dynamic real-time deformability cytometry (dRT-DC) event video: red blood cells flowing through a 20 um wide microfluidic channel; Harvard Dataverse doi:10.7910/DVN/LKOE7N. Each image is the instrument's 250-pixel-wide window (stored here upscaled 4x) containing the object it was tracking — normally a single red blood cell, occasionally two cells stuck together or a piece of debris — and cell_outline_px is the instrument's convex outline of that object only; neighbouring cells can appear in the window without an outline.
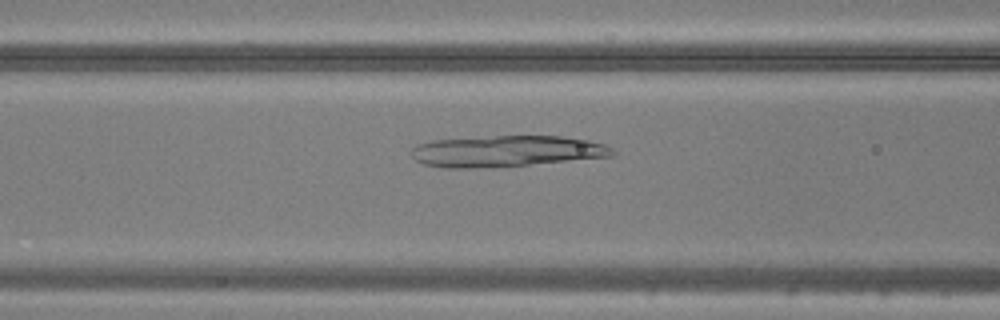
{"species": "common noctule bat (a hibernating species)", "species_latin": "Nyctalus noctula", "temperature_condition": "warm", "stored_images_in_passage": 49, "camera_frame_rate_fps": 3000, "um_per_image_px": 0.085, "animal": {"sex": "male", "body_mass_g": 20.5, "forearm_length_mm": 52.5}, "frame": {"image": 1, "passage_image": 20, "time_ms": 6.333, "image_size_px": [1000, 320], "cell_outline_px": [[616, 152], [612, 156], [528, 164], [476, 168], [448, 168], [424, 164], [416, 160], [412, 156], [412, 148], [416, 144], [436, 140], [496, 136], [560, 136], [588, 140], [604, 144], [612, 148]], "centroid_in_image_um": [43.04, 12.84], "position_along_channel_um": 123.6, "area_um2": 36.07}}
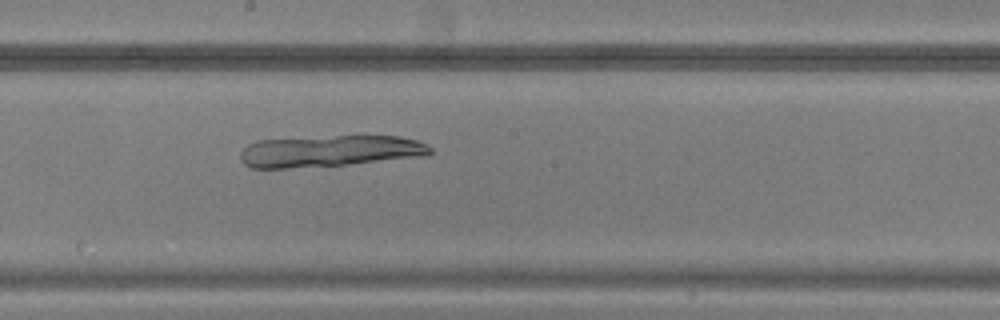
{"frame": {"image": 2, "passage_image": 27, "time_ms": 8.667, "image_size_px": [1000, 320], "cell_outline_px": [[432, 152], [424, 156], [348, 164], [288, 168], [252, 168], [244, 164], [240, 160], [240, 152], [248, 144], [256, 140], [336, 136], [400, 136], [416, 140], [428, 144], [432, 148]], "centroid_in_image_um": [28.02, 12.84], "position_along_channel_um": 220.2, "area_um2": 34.8}}
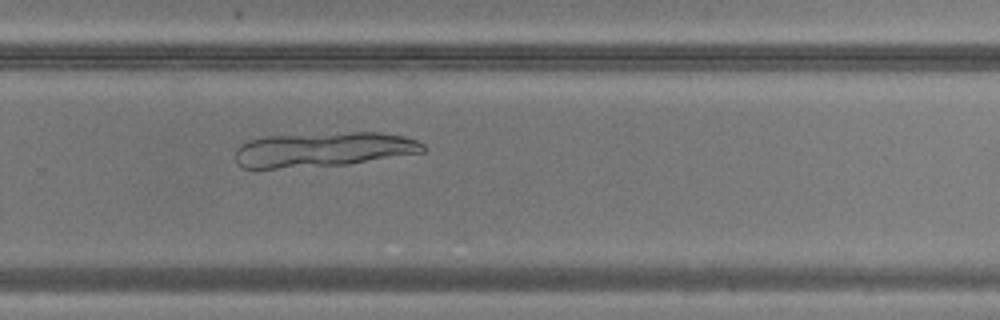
{"frame": {"image": 3, "passage_image": 33, "time_ms": 10.667, "image_size_px": [1000, 320], "cell_outline_px": [[428, 148], [424, 152], [348, 164], [276, 168], [240, 168], [236, 164], [236, 148], [240, 144], [248, 140], [264, 136], [352, 132], [380, 132], [404, 136], [416, 140], [424, 144]], "centroid_in_image_um": [27.47, 12.7], "position_along_channel_um": 302.3, "area_um2": 38.03}}